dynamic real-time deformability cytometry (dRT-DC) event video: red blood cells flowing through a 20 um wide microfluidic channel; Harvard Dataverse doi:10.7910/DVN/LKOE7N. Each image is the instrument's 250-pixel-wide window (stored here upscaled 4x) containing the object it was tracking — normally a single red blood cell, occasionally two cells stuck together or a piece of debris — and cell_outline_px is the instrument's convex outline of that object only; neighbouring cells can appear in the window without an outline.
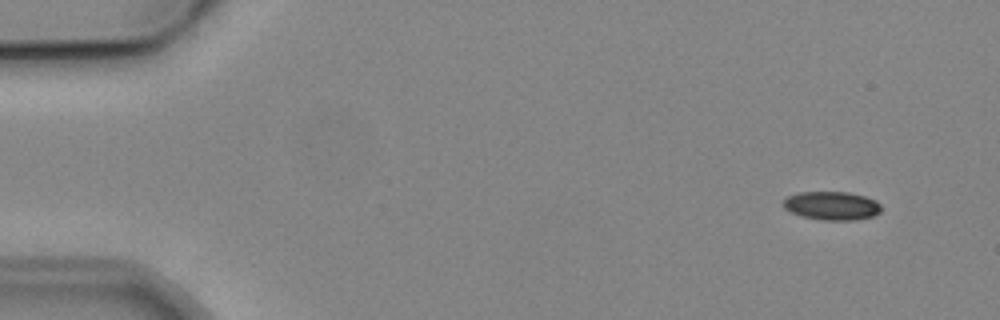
{"species": "common noctule bat (a hibernating species)", "species_latin": "Nyctalus noctula", "temperature_condition": "cold", "stored_images_in_passage": 5, "camera_frame_rate_fps": 3000, "um_per_image_px": 0.085, "animal": {"sex": "male", "body_mass_g": 19.2, "forearm_length_mm": 51.8}, "frame": {"image": 1, "passage_image": 1, "time_ms": 0.0, "image_size_px": [1000, 320], "cell_outline_px": [[880, 212], [872, 216], [856, 220], [820, 220], [800, 216], [784, 208], [784, 200], [788, 196], [800, 192], [848, 192], [864, 196], [876, 200], [880, 204]], "centroid_in_image_um": [70.71, 17.49], "position_along_channel_um": 14.3, "area_um2": 16.24}}
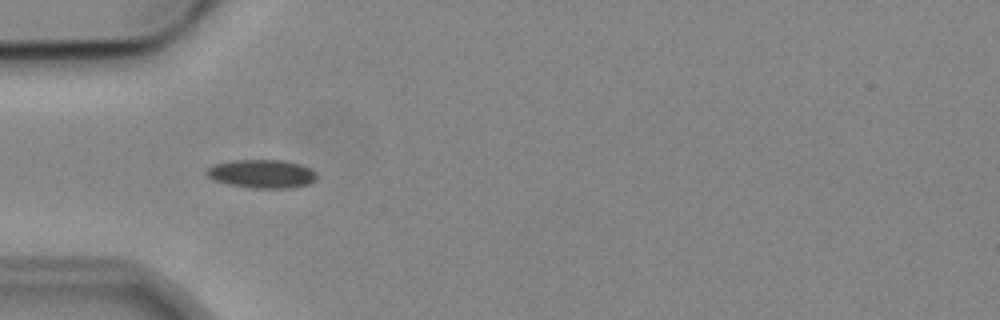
{"frame": {"image": 2, "passage_image": 4, "time_ms": 4.333, "image_size_px": [1000, 320], "cell_outline_px": [[316, 180], [308, 184], [292, 188], [252, 188], [228, 184], [212, 180], [204, 172], [212, 164], [232, 160], [280, 160], [300, 164], [316, 172]], "centroid_in_image_um": [22.22, 14.77], "position_along_channel_um": 62.8, "area_um2": 18.38}}